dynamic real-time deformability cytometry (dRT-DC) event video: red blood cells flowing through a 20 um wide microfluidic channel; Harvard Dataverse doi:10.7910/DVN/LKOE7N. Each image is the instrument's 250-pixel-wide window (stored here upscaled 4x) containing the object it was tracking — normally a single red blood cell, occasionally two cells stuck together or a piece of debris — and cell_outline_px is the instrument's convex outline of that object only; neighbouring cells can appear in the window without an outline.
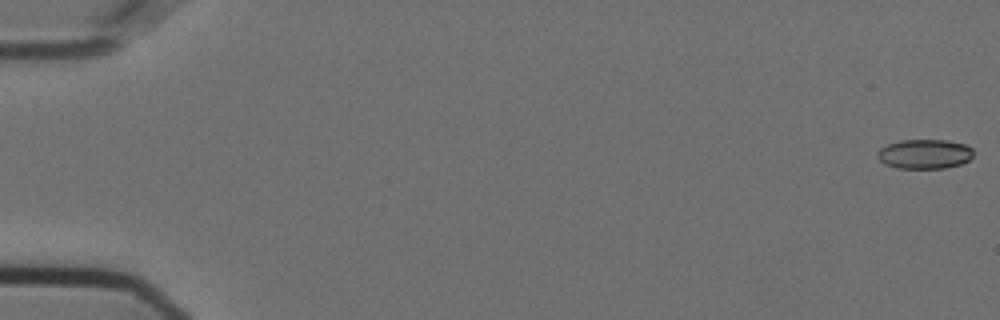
{"species": "Egyptian fruit bat (a non-hibernating species)", "species_latin": "Rousettus aegyptiacus", "temperature_condition": "cold", "stored_images_in_passage": 50, "camera_frame_rate_fps": 3000, "um_per_image_px": 0.085, "animal": {"sex": "female"}, "frame": {"image": 1, "passage_image": 1, "time_ms": 0.0, "image_size_px": [1000, 320], "cell_outline_px": [[972, 156], [968, 160], [960, 164], [944, 168], [896, 168], [884, 164], [876, 156], [876, 152], [880, 148], [888, 144], [900, 140], [948, 140], [964, 144], [972, 148]], "centroid_in_image_um": [78.55, 13.09], "position_along_channel_um": 6.5, "area_um2": 16.53}}
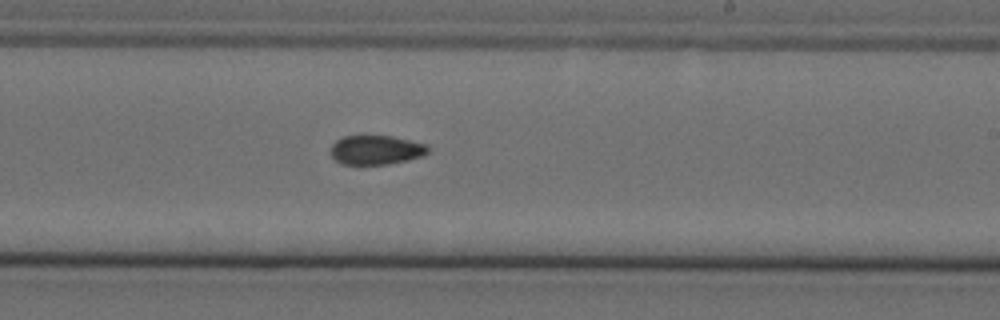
{"frame": {"image": 2, "passage_image": 35, "time_ms": 11.333, "image_size_px": [1000, 320], "cell_outline_px": [[432, 148], [424, 156], [408, 160], [388, 164], [340, 164], [332, 156], [332, 144], [336, 140], [344, 136], [392, 136], [428, 144]], "centroid_in_image_um": [32.03, 12.74], "position_along_channel_um": 257.0, "area_um2": 16.7}}
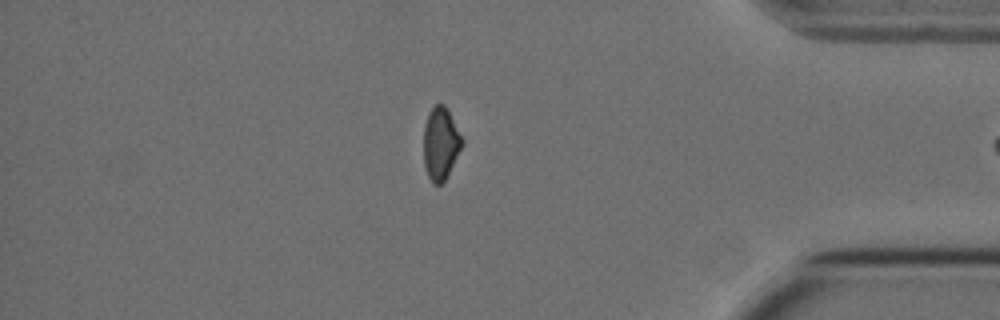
{"frame": {"image": 3, "passage_image": 49, "time_ms": 16.0, "image_size_px": [1000, 320], "cell_outline_px": [[464, 144], [444, 180], [440, 184], [432, 184], [428, 176], [424, 164], [424, 124], [428, 112], [436, 104], [444, 104], [464, 140]], "centroid_in_image_um": [37.45, 12.19], "position_along_channel_um": 397.8, "area_um2": 16.13}}